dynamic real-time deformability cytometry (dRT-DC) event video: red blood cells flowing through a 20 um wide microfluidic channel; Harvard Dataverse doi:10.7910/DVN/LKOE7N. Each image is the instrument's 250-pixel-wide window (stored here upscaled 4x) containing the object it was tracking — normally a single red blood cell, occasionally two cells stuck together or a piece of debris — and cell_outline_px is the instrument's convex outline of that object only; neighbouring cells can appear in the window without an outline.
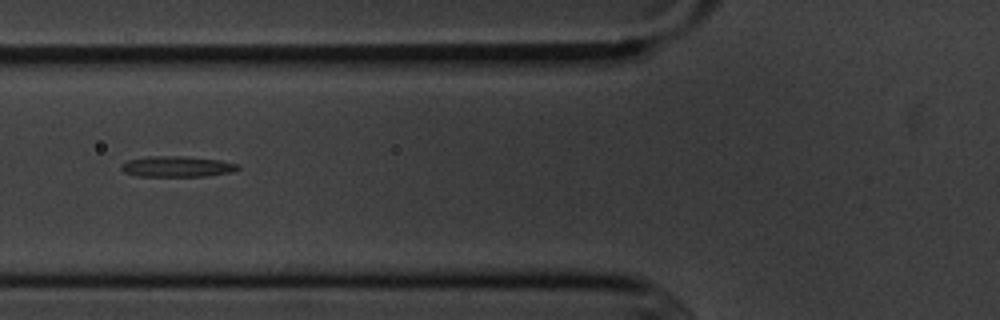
{"species": "common noctule bat (a hibernating species)", "species_latin": "Nyctalus noctula", "temperature_condition": "cold", "stored_images_in_passage": 6, "camera_frame_rate_fps": 3000, "um_per_image_px": 0.085, "animal": {"sex": "male", "body_mass_g": 20.1, "forearm_length_mm": 53.5}, "frame": {"image": 1, "passage_image": 3, "time_ms": 2.333, "image_size_px": [1000, 320], "cell_outline_px": [[240, 168], [232, 172], [204, 176], [136, 176], [124, 172], [120, 168], [128, 160], [148, 156], [184, 156], [220, 160], [236, 164]], "centroid_in_image_um": [15.03, 14.15], "position_along_channel_um": 110.8, "area_um2": 13.99}}
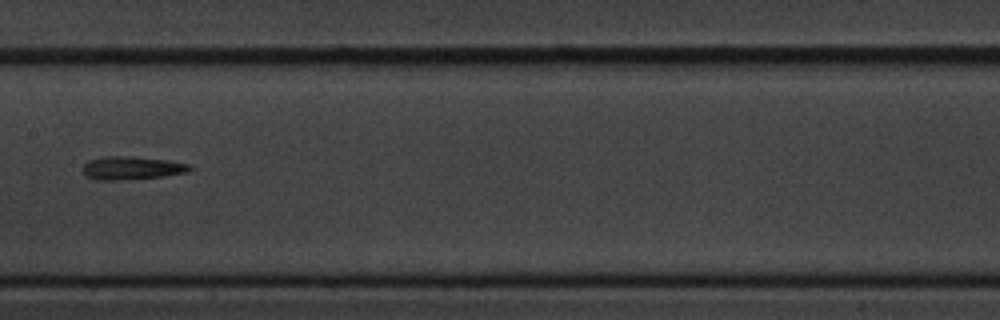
{"frame": {"image": 2, "passage_image": 5, "time_ms": 4.667, "image_size_px": [1000, 320], "cell_outline_px": [[192, 168], [188, 172], [164, 176], [120, 180], [96, 180], [88, 176], [80, 168], [88, 160], [104, 156], [132, 156], [168, 160], [192, 164]], "centroid_in_image_um": [11.21, 14.27], "position_along_channel_um": 196.2, "area_um2": 14.62}}
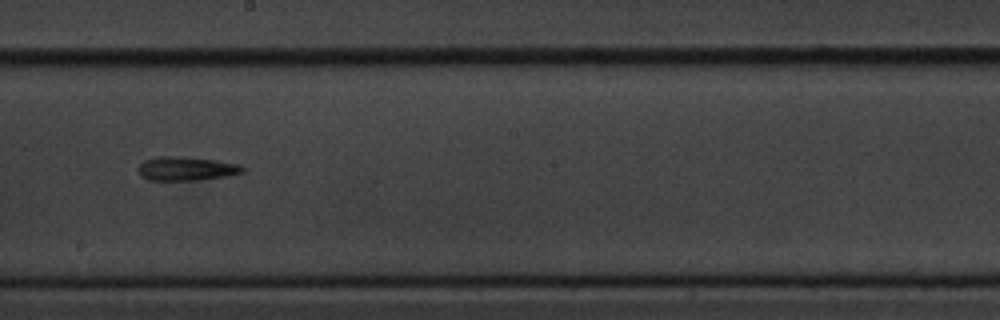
{"frame": {"image": 3, "passage_image": 6, "time_ms": 5.667, "image_size_px": [1000, 320], "cell_outline_px": [[244, 172], [224, 176], [196, 180], [148, 180], [140, 176], [140, 164], [144, 160], [156, 156], [172, 156], [216, 160], [240, 164], [244, 168]], "centroid_in_image_um": [15.82, 14.33], "position_along_channel_um": 232.4, "area_um2": 14.33}}